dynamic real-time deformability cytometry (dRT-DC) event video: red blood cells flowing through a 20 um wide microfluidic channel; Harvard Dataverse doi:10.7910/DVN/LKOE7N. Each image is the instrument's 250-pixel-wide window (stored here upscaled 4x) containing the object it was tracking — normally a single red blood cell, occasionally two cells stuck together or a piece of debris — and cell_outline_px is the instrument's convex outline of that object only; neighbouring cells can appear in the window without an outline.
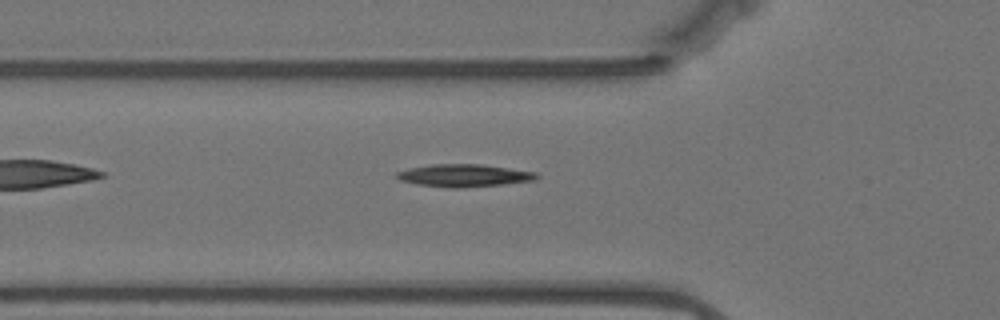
{"species": "Egyptian fruit bat (a non-hibernating species)", "species_latin": "Rousettus aegyptiacus", "temperature_condition": "warm", "stored_images_in_passage": 40, "camera_frame_rate_fps": 3000, "um_per_image_px": 0.085, "animal": {"sex": "female"}, "frame": {"image": 1, "passage_image": 2, "time_ms": 0.333, "image_size_px": [1000, 320], "cell_outline_px": [[540, 176], [536, 180], [464, 188], [452, 188], [416, 184], [400, 180], [392, 176], [396, 172], [408, 168], [432, 164], [480, 164], [536, 172]], "centroid_in_image_um": [39.39, 14.92], "position_along_channel_um": 86.4, "area_um2": 18.44}}
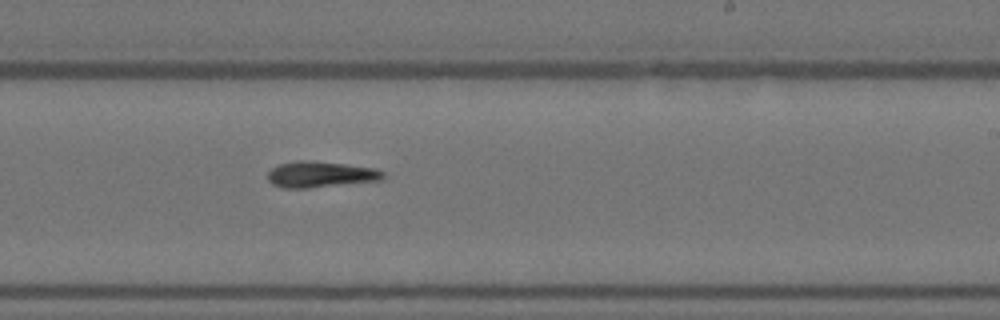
{"frame": {"image": 2, "passage_image": 17, "time_ms": 5.333, "image_size_px": [1000, 320], "cell_outline_px": [[384, 176], [380, 180], [308, 188], [284, 188], [272, 184], [268, 180], [268, 172], [272, 168], [280, 164], [296, 160], [312, 160], [376, 168], [384, 172]], "centroid_in_image_um": [27.22, 14.82], "position_along_channel_um": 261.8, "area_um2": 17.46}}
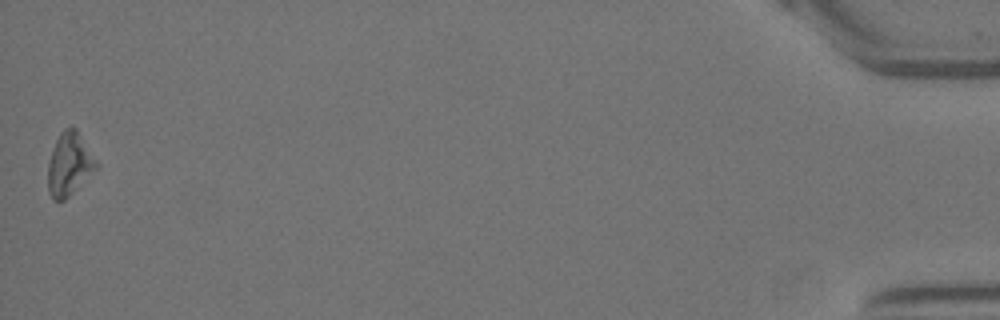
{"frame": {"image": 3, "passage_image": 40, "time_ms": 13.0, "image_size_px": [1000, 320], "cell_outline_px": [[100, 168], [64, 200], [52, 200], [48, 192], [48, 164], [56, 140], [60, 132], [64, 128], [76, 128], [100, 164]], "centroid_in_image_um": [5.93, 13.97], "position_along_channel_um": 429.3, "area_um2": 17.98}}